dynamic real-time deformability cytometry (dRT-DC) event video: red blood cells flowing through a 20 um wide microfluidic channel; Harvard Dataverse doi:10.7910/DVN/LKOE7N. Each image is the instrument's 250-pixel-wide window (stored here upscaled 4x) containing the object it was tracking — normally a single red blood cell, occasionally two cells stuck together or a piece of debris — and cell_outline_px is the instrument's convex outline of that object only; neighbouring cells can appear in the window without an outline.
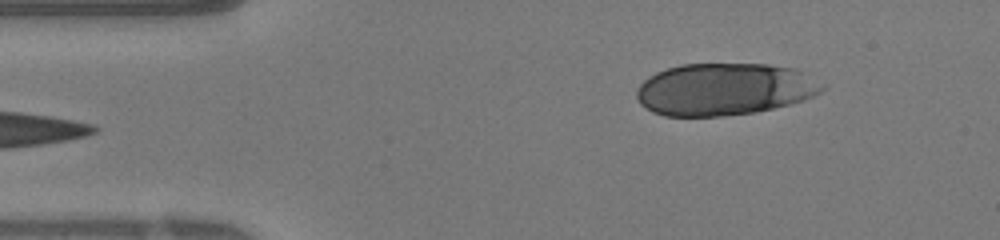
{"species": "human", "species_latin": "Homo sapiens", "temperature_condition": "warm", "stored_images_in_passage": 44, "segment_of_instrument_passage": [1, 4], "camera_frame_rate_fps": 3000, "um_per_image_px": 0.085, "donor": {"sex": "female"}, "frame": {"image": 1, "passage_image": 4, "time_ms": 1.0, "image_size_px": [1000, 240], "cell_outline_px": [[776, 104], [764, 108], [740, 112], [708, 116], [676, 116], [660, 112], [652, 108], [648, 104], [644, 84], [648, 80], [664, 72], [676, 68], [696, 64], [740, 64], [772, 68]], "centroid_in_image_um": [60.46, 7.63], "position_along_channel_um": 24.5, "area_um2": 41.91}}